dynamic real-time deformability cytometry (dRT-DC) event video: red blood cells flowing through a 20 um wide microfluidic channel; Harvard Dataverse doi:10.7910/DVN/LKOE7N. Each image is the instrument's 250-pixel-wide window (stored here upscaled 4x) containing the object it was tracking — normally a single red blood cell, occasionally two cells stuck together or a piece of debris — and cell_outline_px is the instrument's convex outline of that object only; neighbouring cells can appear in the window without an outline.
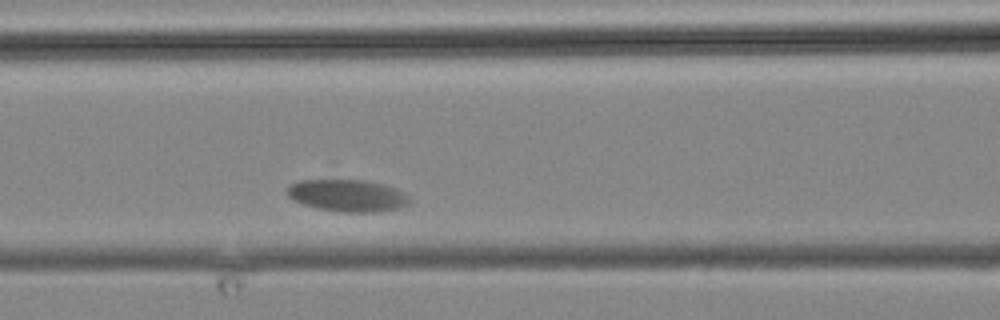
{"species": "common noctule bat (a hibernating species)", "species_latin": "Nyctalus noctula", "temperature_condition": "cold", "stored_images_in_passage": 3, "camera_frame_rate_fps": 3000, "um_per_image_px": 0.085, "animal": {"sex": "male", "body_mass_g": 19.2, "forearm_length_mm": 51.8}, "frame": {"image": 1, "passage_image": 3, "time_ms": 2.333, "image_size_px": [1000, 320], "cell_outline_px": [[408, 204], [400, 208], [380, 212], [348, 212], [320, 208], [304, 204], [292, 200], [288, 196], [288, 184], [296, 180], [364, 180], [384, 184], [396, 188], [404, 192], [408, 196]], "centroid_in_image_um": [29.54, 16.61], "position_along_channel_um": 137.1, "area_um2": 22.83}}